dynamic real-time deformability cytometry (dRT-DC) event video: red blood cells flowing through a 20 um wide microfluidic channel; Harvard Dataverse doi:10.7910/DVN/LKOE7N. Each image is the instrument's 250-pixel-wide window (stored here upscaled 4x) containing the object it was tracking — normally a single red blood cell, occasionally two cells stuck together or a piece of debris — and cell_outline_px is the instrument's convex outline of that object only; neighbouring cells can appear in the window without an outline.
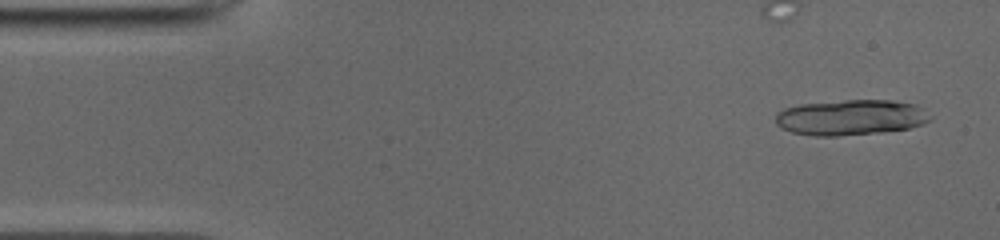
{"species": "common noctule bat (a hibernating species)", "species_latin": "Nyctalus noctula", "temperature_condition": "cold", "stored_images_in_passage": 14, "camera_frame_rate_fps": 3000, "um_per_image_px": 0.085, "animal": {"sex": "male", "body_mass_g": 19.0, "forearm_length_mm": 50.8}, "frame": {"image": 1, "passage_image": 3, "time_ms": 0.667, "image_size_px": [1000, 240], "cell_outline_px": [[932, 116], [928, 120], [920, 124], [908, 128], [880, 132], [836, 136], [816, 136], [792, 132], [776, 124], [776, 112], [784, 108], [800, 104], [844, 100], [892, 100], [916, 104]], "centroid_in_image_um": [72.29, 9.97], "position_along_channel_um": 12.7, "area_um2": 31.85}}